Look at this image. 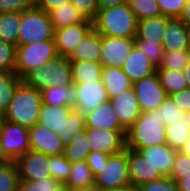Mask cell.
<instances>
[{
	"label": "cell",
	"instance_id": "1",
	"mask_svg": "<svg viewBox=\"0 0 190 191\" xmlns=\"http://www.w3.org/2000/svg\"><path fill=\"white\" fill-rule=\"evenodd\" d=\"M92 22L93 29L100 35L134 39L137 34L138 21L127 2L98 10Z\"/></svg>",
	"mask_w": 190,
	"mask_h": 191
},
{
	"label": "cell",
	"instance_id": "2",
	"mask_svg": "<svg viewBox=\"0 0 190 191\" xmlns=\"http://www.w3.org/2000/svg\"><path fill=\"white\" fill-rule=\"evenodd\" d=\"M41 104V91L21 82L15 89L10 105L1 118L30 128L38 122Z\"/></svg>",
	"mask_w": 190,
	"mask_h": 191
},
{
	"label": "cell",
	"instance_id": "3",
	"mask_svg": "<svg viewBox=\"0 0 190 191\" xmlns=\"http://www.w3.org/2000/svg\"><path fill=\"white\" fill-rule=\"evenodd\" d=\"M167 144L166 126L161 123L157 110L142 112L127 130L126 148L139 150L153 145Z\"/></svg>",
	"mask_w": 190,
	"mask_h": 191
},
{
	"label": "cell",
	"instance_id": "4",
	"mask_svg": "<svg viewBox=\"0 0 190 191\" xmlns=\"http://www.w3.org/2000/svg\"><path fill=\"white\" fill-rule=\"evenodd\" d=\"M22 82L39 91L48 87H72L73 78L68 57L58 56L47 64L29 72Z\"/></svg>",
	"mask_w": 190,
	"mask_h": 191
},
{
	"label": "cell",
	"instance_id": "5",
	"mask_svg": "<svg viewBox=\"0 0 190 191\" xmlns=\"http://www.w3.org/2000/svg\"><path fill=\"white\" fill-rule=\"evenodd\" d=\"M54 40L16 46L14 73L22 80L29 72L58 57Z\"/></svg>",
	"mask_w": 190,
	"mask_h": 191
},
{
	"label": "cell",
	"instance_id": "6",
	"mask_svg": "<svg viewBox=\"0 0 190 191\" xmlns=\"http://www.w3.org/2000/svg\"><path fill=\"white\" fill-rule=\"evenodd\" d=\"M54 30L49 13L37 7L22 12L18 45H28L53 39Z\"/></svg>",
	"mask_w": 190,
	"mask_h": 191
},
{
	"label": "cell",
	"instance_id": "7",
	"mask_svg": "<svg viewBox=\"0 0 190 191\" xmlns=\"http://www.w3.org/2000/svg\"><path fill=\"white\" fill-rule=\"evenodd\" d=\"M94 186L98 189L132 187L128 170V148L109 155L106 165L94 177Z\"/></svg>",
	"mask_w": 190,
	"mask_h": 191
},
{
	"label": "cell",
	"instance_id": "8",
	"mask_svg": "<svg viewBox=\"0 0 190 191\" xmlns=\"http://www.w3.org/2000/svg\"><path fill=\"white\" fill-rule=\"evenodd\" d=\"M28 128L0 118V143L10 161H16L30 150Z\"/></svg>",
	"mask_w": 190,
	"mask_h": 191
},
{
	"label": "cell",
	"instance_id": "9",
	"mask_svg": "<svg viewBox=\"0 0 190 191\" xmlns=\"http://www.w3.org/2000/svg\"><path fill=\"white\" fill-rule=\"evenodd\" d=\"M91 152L117 154L126 149L127 130H107L86 127Z\"/></svg>",
	"mask_w": 190,
	"mask_h": 191
},
{
	"label": "cell",
	"instance_id": "10",
	"mask_svg": "<svg viewBox=\"0 0 190 191\" xmlns=\"http://www.w3.org/2000/svg\"><path fill=\"white\" fill-rule=\"evenodd\" d=\"M142 112L157 110L167 98L157 72L132 84Z\"/></svg>",
	"mask_w": 190,
	"mask_h": 191
},
{
	"label": "cell",
	"instance_id": "11",
	"mask_svg": "<svg viewBox=\"0 0 190 191\" xmlns=\"http://www.w3.org/2000/svg\"><path fill=\"white\" fill-rule=\"evenodd\" d=\"M76 105L74 109L84 115L109 101L102 79L82 84H73Z\"/></svg>",
	"mask_w": 190,
	"mask_h": 191
},
{
	"label": "cell",
	"instance_id": "12",
	"mask_svg": "<svg viewBox=\"0 0 190 191\" xmlns=\"http://www.w3.org/2000/svg\"><path fill=\"white\" fill-rule=\"evenodd\" d=\"M15 162L19 179L22 181L34 182L38 179L52 177L49 167L51 166L49 155L29 150Z\"/></svg>",
	"mask_w": 190,
	"mask_h": 191
},
{
	"label": "cell",
	"instance_id": "13",
	"mask_svg": "<svg viewBox=\"0 0 190 191\" xmlns=\"http://www.w3.org/2000/svg\"><path fill=\"white\" fill-rule=\"evenodd\" d=\"M134 46V39L101 35L100 63L102 67L121 68Z\"/></svg>",
	"mask_w": 190,
	"mask_h": 191
},
{
	"label": "cell",
	"instance_id": "14",
	"mask_svg": "<svg viewBox=\"0 0 190 191\" xmlns=\"http://www.w3.org/2000/svg\"><path fill=\"white\" fill-rule=\"evenodd\" d=\"M93 29L92 20L54 30L53 39L59 56L69 57L77 44Z\"/></svg>",
	"mask_w": 190,
	"mask_h": 191
},
{
	"label": "cell",
	"instance_id": "15",
	"mask_svg": "<svg viewBox=\"0 0 190 191\" xmlns=\"http://www.w3.org/2000/svg\"><path fill=\"white\" fill-rule=\"evenodd\" d=\"M128 170L132 188L162 179L164 176L139 151L128 148Z\"/></svg>",
	"mask_w": 190,
	"mask_h": 191
},
{
	"label": "cell",
	"instance_id": "16",
	"mask_svg": "<svg viewBox=\"0 0 190 191\" xmlns=\"http://www.w3.org/2000/svg\"><path fill=\"white\" fill-rule=\"evenodd\" d=\"M28 131L30 150L49 156L63 154L65 146L57 133L38 123L28 128Z\"/></svg>",
	"mask_w": 190,
	"mask_h": 191
},
{
	"label": "cell",
	"instance_id": "17",
	"mask_svg": "<svg viewBox=\"0 0 190 191\" xmlns=\"http://www.w3.org/2000/svg\"><path fill=\"white\" fill-rule=\"evenodd\" d=\"M120 124L128 130L142 113L133 87L109 99Z\"/></svg>",
	"mask_w": 190,
	"mask_h": 191
},
{
	"label": "cell",
	"instance_id": "18",
	"mask_svg": "<svg viewBox=\"0 0 190 191\" xmlns=\"http://www.w3.org/2000/svg\"><path fill=\"white\" fill-rule=\"evenodd\" d=\"M121 69L132 84L156 72V66L136 45L132 48Z\"/></svg>",
	"mask_w": 190,
	"mask_h": 191
},
{
	"label": "cell",
	"instance_id": "19",
	"mask_svg": "<svg viewBox=\"0 0 190 191\" xmlns=\"http://www.w3.org/2000/svg\"><path fill=\"white\" fill-rule=\"evenodd\" d=\"M138 151L155 168H158L164 177H170L177 150L171 148L168 144H162L141 148Z\"/></svg>",
	"mask_w": 190,
	"mask_h": 191
},
{
	"label": "cell",
	"instance_id": "20",
	"mask_svg": "<svg viewBox=\"0 0 190 191\" xmlns=\"http://www.w3.org/2000/svg\"><path fill=\"white\" fill-rule=\"evenodd\" d=\"M164 52L189 49L187 26L179 19H170L162 39Z\"/></svg>",
	"mask_w": 190,
	"mask_h": 191
},
{
	"label": "cell",
	"instance_id": "21",
	"mask_svg": "<svg viewBox=\"0 0 190 191\" xmlns=\"http://www.w3.org/2000/svg\"><path fill=\"white\" fill-rule=\"evenodd\" d=\"M86 127L107 130H126L114 113L111 102L101 104L96 109L85 114Z\"/></svg>",
	"mask_w": 190,
	"mask_h": 191
},
{
	"label": "cell",
	"instance_id": "22",
	"mask_svg": "<svg viewBox=\"0 0 190 191\" xmlns=\"http://www.w3.org/2000/svg\"><path fill=\"white\" fill-rule=\"evenodd\" d=\"M101 35L92 29L75 47L69 60L100 62Z\"/></svg>",
	"mask_w": 190,
	"mask_h": 191
},
{
	"label": "cell",
	"instance_id": "23",
	"mask_svg": "<svg viewBox=\"0 0 190 191\" xmlns=\"http://www.w3.org/2000/svg\"><path fill=\"white\" fill-rule=\"evenodd\" d=\"M171 18L159 15L139 20L137 22V34L134 39L148 42H162L167 23Z\"/></svg>",
	"mask_w": 190,
	"mask_h": 191
},
{
	"label": "cell",
	"instance_id": "24",
	"mask_svg": "<svg viewBox=\"0 0 190 191\" xmlns=\"http://www.w3.org/2000/svg\"><path fill=\"white\" fill-rule=\"evenodd\" d=\"M73 109V107L69 106L52 107L41 104L40 116L37 123L61 136L63 135L64 121Z\"/></svg>",
	"mask_w": 190,
	"mask_h": 191
},
{
	"label": "cell",
	"instance_id": "25",
	"mask_svg": "<svg viewBox=\"0 0 190 191\" xmlns=\"http://www.w3.org/2000/svg\"><path fill=\"white\" fill-rule=\"evenodd\" d=\"M101 79L109 99L132 87L129 77L119 67H103Z\"/></svg>",
	"mask_w": 190,
	"mask_h": 191
},
{
	"label": "cell",
	"instance_id": "26",
	"mask_svg": "<svg viewBox=\"0 0 190 191\" xmlns=\"http://www.w3.org/2000/svg\"><path fill=\"white\" fill-rule=\"evenodd\" d=\"M73 84L93 82L101 79L102 65L100 62L70 60Z\"/></svg>",
	"mask_w": 190,
	"mask_h": 191
},
{
	"label": "cell",
	"instance_id": "27",
	"mask_svg": "<svg viewBox=\"0 0 190 191\" xmlns=\"http://www.w3.org/2000/svg\"><path fill=\"white\" fill-rule=\"evenodd\" d=\"M21 19L22 12L11 11L0 13V39L17 46Z\"/></svg>",
	"mask_w": 190,
	"mask_h": 191
},
{
	"label": "cell",
	"instance_id": "28",
	"mask_svg": "<svg viewBox=\"0 0 190 191\" xmlns=\"http://www.w3.org/2000/svg\"><path fill=\"white\" fill-rule=\"evenodd\" d=\"M53 30L61 27L77 25L86 20V18L69 2L60 8L49 12Z\"/></svg>",
	"mask_w": 190,
	"mask_h": 191
},
{
	"label": "cell",
	"instance_id": "29",
	"mask_svg": "<svg viewBox=\"0 0 190 191\" xmlns=\"http://www.w3.org/2000/svg\"><path fill=\"white\" fill-rule=\"evenodd\" d=\"M42 104L52 107H75L76 99L73 87H48L41 91Z\"/></svg>",
	"mask_w": 190,
	"mask_h": 191
},
{
	"label": "cell",
	"instance_id": "30",
	"mask_svg": "<svg viewBox=\"0 0 190 191\" xmlns=\"http://www.w3.org/2000/svg\"><path fill=\"white\" fill-rule=\"evenodd\" d=\"M68 187L82 188L94 186V175L86 161L71 163V171L64 183Z\"/></svg>",
	"mask_w": 190,
	"mask_h": 191
},
{
	"label": "cell",
	"instance_id": "31",
	"mask_svg": "<svg viewBox=\"0 0 190 191\" xmlns=\"http://www.w3.org/2000/svg\"><path fill=\"white\" fill-rule=\"evenodd\" d=\"M22 82L15 73L0 70V115L8 109L13 98L15 89Z\"/></svg>",
	"mask_w": 190,
	"mask_h": 191
},
{
	"label": "cell",
	"instance_id": "32",
	"mask_svg": "<svg viewBox=\"0 0 190 191\" xmlns=\"http://www.w3.org/2000/svg\"><path fill=\"white\" fill-rule=\"evenodd\" d=\"M90 153L91 151L86 130H83L75 136L70 144L64 147L63 155L70 161V163H76L86 161V158Z\"/></svg>",
	"mask_w": 190,
	"mask_h": 191
},
{
	"label": "cell",
	"instance_id": "33",
	"mask_svg": "<svg viewBox=\"0 0 190 191\" xmlns=\"http://www.w3.org/2000/svg\"><path fill=\"white\" fill-rule=\"evenodd\" d=\"M161 86L167 95L180 92L188 88V83L183 71L156 69Z\"/></svg>",
	"mask_w": 190,
	"mask_h": 191
},
{
	"label": "cell",
	"instance_id": "34",
	"mask_svg": "<svg viewBox=\"0 0 190 191\" xmlns=\"http://www.w3.org/2000/svg\"><path fill=\"white\" fill-rule=\"evenodd\" d=\"M85 129V115L73 109L64 121L63 135L60 136L64 146L70 144L75 136Z\"/></svg>",
	"mask_w": 190,
	"mask_h": 191
},
{
	"label": "cell",
	"instance_id": "35",
	"mask_svg": "<svg viewBox=\"0 0 190 191\" xmlns=\"http://www.w3.org/2000/svg\"><path fill=\"white\" fill-rule=\"evenodd\" d=\"M157 111L161 123L165 126L177 121L190 122V113L182 111L169 96H167L164 102L157 108Z\"/></svg>",
	"mask_w": 190,
	"mask_h": 191
},
{
	"label": "cell",
	"instance_id": "36",
	"mask_svg": "<svg viewBox=\"0 0 190 191\" xmlns=\"http://www.w3.org/2000/svg\"><path fill=\"white\" fill-rule=\"evenodd\" d=\"M189 121L175 122L166 126L167 144L179 151L190 136Z\"/></svg>",
	"mask_w": 190,
	"mask_h": 191
},
{
	"label": "cell",
	"instance_id": "37",
	"mask_svg": "<svg viewBox=\"0 0 190 191\" xmlns=\"http://www.w3.org/2000/svg\"><path fill=\"white\" fill-rule=\"evenodd\" d=\"M126 2L137 21L161 15V10L156 0H126Z\"/></svg>",
	"mask_w": 190,
	"mask_h": 191
},
{
	"label": "cell",
	"instance_id": "38",
	"mask_svg": "<svg viewBox=\"0 0 190 191\" xmlns=\"http://www.w3.org/2000/svg\"><path fill=\"white\" fill-rule=\"evenodd\" d=\"M190 62V49L175 52H164L161 64L156 69L183 71Z\"/></svg>",
	"mask_w": 190,
	"mask_h": 191
},
{
	"label": "cell",
	"instance_id": "39",
	"mask_svg": "<svg viewBox=\"0 0 190 191\" xmlns=\"http://www.w3.org/2000/svg\"><path fill=\"white\" fill-rule=\"evenodd\" d=\"M18 168L15 161L0 165V191H17L19 184Z\"/></svg>",
	"mask_w": 190,
	"mask_h": 191
},
{
	"label": "cell",
	"instance_id": "40",
	"mask_svg": "<svg viewBox=\"0 0 190 191\" xmlns=\"http://www.w3.org/2000/svg\"><path fill=\"white\" fill-rule=\"evenodd\" d=\"M50 164L51 176L61 184H64L68 179L69 172L71 171L70 161L63 154L53 155L50 156Z\"/></svg>",
	"mask_w": 190,
	"mask_h": 191
},
{
	"label": "cell",
	"instance_id": "41",
	"mask_svg": "<svg viewBox=\"0 0 190 191\" xmlns=\"http://www.w3.org/2000/svg\"><path fill=\"white\" fill-rule=\"evenodd\" d=\"M135 45L147 56V58L158 67L163 59L164 49L162 42H148L141 39H134Z\"/></svg>",
	"mask_w": 190,
	"mask_h": 191
},
{
	"label": "cell",
	"instance_id": "42",
	"mask_svg": "<svg viewBox=\"0 0 190 191\" xmlns=\"http://www.w3.org/2000/svg\"><path fill=\"white\" fill-rule=\"evenodd\" d=\"M61 183L53 177L38 179L34 182L19 181L17 191H53Z\"/></svg>",
	"mask_w": 190,
	"mask_h": 191
},
{
	"label": "cell",
	"instance_id": "43",
	"mask_svg": "<svg viewBox=\"0 0 190 191\" xmlns=\"http://www.w3.org/2000/svg\"><path fill=\"white\" fill-rule=\"evenodd\" d=\"M16 64V46L0 39V70L14 73Z\"/></svg>",
	"mask_w": 190,
	"mask_h": 191
},
{
	"label": "cell",
	"instance_id": "44",
	"mask_svg": "<svg viewBox=\"0 0 190 191\" xmlns=\"http://www.w3.org/2000/svg\"><path fill=\"white\" fill-rule=\"evenodd\" d=\"M159 4L161 15L171 19L179 18L187 0H156Z\"/></svg>",
	"mask_w": 190,
	"mask_h": 191
},
{
	"label": "cell",
	"instance_id": "45",
	"mask_svg": "<svg viewBox=\"0 0 190 191\" xmlns=\"http://www.w3.org/2000/svg\"><path fill=\"white\" fill-rule=\"evenodd\" d=\"M170 177L175 181L179 178L190 177V157H187L180 151H176Z\"/></svg>",
	"mask_w": 190,
	"mask_h": 191
},
{
	"label": "cell",
	"instance_id": "46",
	"mask_svg": "<svg viewBox=\"0 0 190 191\" xmlns=\"http://www.w3.org/2000/svg\"><path fill=\"white\" fill-rule=\"evenodd\" d=\"M135 191H178L176 182L171 177L142 184L134 189Z\"/></svg>",
	"mask_w": 190,
	"mask_h": 191
},
{
	"label": "cell",
	"instance_id": "47",
	"mask_svg": "<svg viewBox=\"0 0 190 191\" xmlns=\"http://www.w3.org/2000/svg\"><path fill=\"white\" fill-rule=\"evenodd\" d=\"M35 7V0H0V13L25 10Z\"/></svg>",
	"mask_w": 190,
	"mask_h": 191
},
{
	"label": "cell",
	"instance_id": "48",
	"mask_svg": "<svg viewBox=\"0 0 190 191\" xmlns=\"http://www.w3.org/2000/svg\"><path fill=\"white\" fill-rule=\"evenodd\" d=\"M69 2L86 18L93 20L98 11L96 0H69Z\"/></svg>",
	"mask_w": 190,
	"mask_h": 191
},
{
	"label": "cell",
	"instance_id": "49",
	"mask_svg": "<svg viewBox=\"0 0 190 191\" xmlns=\"http://www.w3.org/2000/svg\"><path fill=\"white\" fill-rule=\"evenodd\" d=\"M109 154L101 152H91L87 158L86 162L90 167L94 177L102 170L104 165H106Z\"/></svg>",
	"mask_w": 190,
	"mask_h": 191
},
{
	"label": "cell",
	"instance_id": "50",
	"mask_svg": "<svg viewBox=\"0 0 190 191\" xmlns=\"http://www.w3.org/2000/svg\"><path fill=\"white\" fill-rule=\"evenodd\" d=\"M169 97L182 111L190 113V89L170 94Z\"/></svg>",
	"mask_w": 190,
	"mask_h": 191
},
{
	"label": "cell",
	"instance_id": "51",
	"mask_svg": "<svg viewBox=\"0 0 190 191\" xmlns=\"http://www.w3.org/2000/svg\"><path fill=\"white\" fill-rule=\"evenodd\" d=\"M69 3V0H35V7L49 13L53 9L60 8Z\"/></svg>",
	"mask_w": 190,
	"mask_h": 191
},
{
	"label": "cell",
	"instance_id": "52",
	"mask_svg": "<svg viewBox=\"0 0 190 191\" xmlns=\"http://www.w3.org/2000/svg\"><path fill=\"white\" fill-rule=\"evenodd\" d=\"M96 2L98 5V10H100L121 5L123 3H126V0H96Z\"/></svg>",
	"mask_w": 190,
	"mask_h": 191
},
{
	"label": "cell",
	"instance_id": "53",
	"mask_svg": "<svg viewBox=\"0 0 190 191\" xmlns=\"http://www.w3.org/2000/svg\"><path fill=\"white\" fill-rule=\"evenodd\" d=\"M175 182L178 191H190V177L179 178Z\"/></svg>",
	"mask_w": 190,
	"mask_h": 191
},
{
	"label": "cell",
	"instance_id": "54",
	"mask_svg": "<svg viewBox=\"0 0 190 191\" xmlns=\"http://www.w3.org/2000/svg\"><path fill=\"white\" fill-rule=\"evenodd\" d=\"M179 19L188 27L190 26V2H186Z\"/></svg>",
	"mask_w": 190,
	"mask_h": 191
},
{
	"label": "cell",
	"instance_id": "55",
	"mask_svg": "<svg viewBox=\"0 0 190 191\" xmlns=\"http://www.w3.org/2000/svg\"><path fill=\"white\" fill-rule=\"evenodd\" d=\"M179 151L185 154L187 157H190V136Z\"/></svg>",
	"mask_w": 190,
	"mask_h": 191
},
{
	"label": "cell",
	"instance_id": "56",
	"mask_svg": "<svg viewBox=\"0 0 190 191\" xmlns=\"http://www.w3.org/2000/svg\"><path fill=\"white\" fill-rule=\"evenodd\" d=\"M132 187H118V188H110V189H98L95 187V191H133Z\"/></svg>",
	"mask_w": 190,
	"mask_h": 191
},
{
	"label": "cell",
	"instance_id": "57",
	"mask_svg": "<svg viewBox=\"0 0 190 191\" xmlns=\"http://www.w3.org/2000/svg\"><path fill=\"white\" fill-rule=\"evenodd\" d=\"M184 75L186 77L187 83H188V89H190V62L183 70Z\"/></svg>",
	"mask_w": 190,
	"mask_h": 191
},
{
	"label": "cell",
	"instance_id": "58",
	"mask_svg": "<svg viewBox=\"0 0 190 191\" xmlns=\"http://www.w3.org/2000/svg\"><path fill=\"white\" fill-rule=\"evenodd\" d=\"M68 191H95V186L82 187V188H72V187H68Z\"/></svg>",
	"mask_w": 190,
	"mask_h": 191
},
{
	"label": "cell",
	"instance_id": "59",
	"mask_svg": "<svg viewBox=\"0 0 190 191\" xmlns=\"http://www.w3.org/2000/svg\"><path fill=\"white\" fill-rule=\"evenodd\" d=\"M10 160L4 154L0 143V165L8 163Z\"/></svg>",
	"mask_w": 190,
	"mask_h": 191
},
{
	"label": "cell",
	"instance_id": "60",
	"mask_svg": "<svg viewBox=\"0 0 190 191\" xmlns=\"http://www.w3.org/2000/svg\"><path fill=\"white\" fill-rule=\"evenodd\" d=\"M53 191H68V186L65 184H60L56 189Z\"/></svg>",
	"mask_w": 190,
	"mask_h": 191
},
{
	"label": "cell",
	"instance_id": "61",
	"mask_svg": "<svg viewBox=\"0 0 190 191\" xmlns=\"http://www.w3.org/2000/svg\"><path fill=\"white\" fill-rule=\"evenodd\" d=\"M187 32H188V45L190 49V26L187 27Z\"/></svg>",
	"mask_w": 190,
	"mask_h": 191
}]
</instances>
